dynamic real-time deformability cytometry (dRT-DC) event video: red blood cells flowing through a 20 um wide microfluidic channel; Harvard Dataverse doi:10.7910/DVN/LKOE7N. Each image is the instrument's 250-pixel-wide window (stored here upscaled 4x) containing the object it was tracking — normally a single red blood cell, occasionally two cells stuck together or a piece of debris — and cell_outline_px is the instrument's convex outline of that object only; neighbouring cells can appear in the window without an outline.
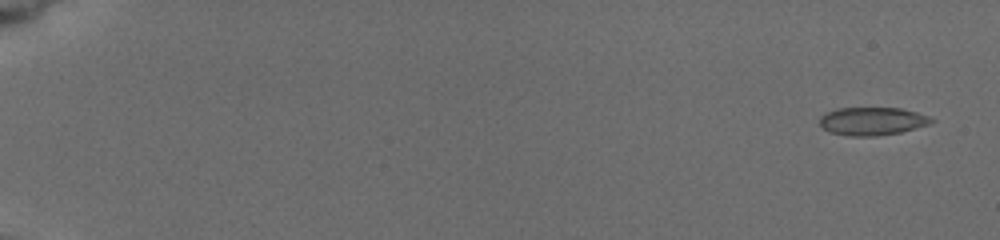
{"species": "common noctule bat (a hibernating species)", "species_latin": "Nyctalus noctula", "temperature_condition": "cold", "stored_images_in_passage": 8, "camera_frame_rate_fps": 3000, "um_per_image_px": 0.085, "animal": {"sex": "female", "body_mass_g": 19.5, "forearm_length_mm": 54.1}, "frame": {"image": 1, "passage_image": 1, "time_ms": 0.0, "image_size_px": [1000, 240], "cell_outline_px": [[936, 120], [928, 124], [900, 132], [876, 136], [848, 136], [832, 132], [824, 128], [820, 124], [820, 116], [828, 112], [840, 108], [900, 108], [916, 112], [928, 116]], "centroid_in_image_um": [74.14, 10.3], "position_along_channel_um": 10.9, "area_um2": 17.98}}